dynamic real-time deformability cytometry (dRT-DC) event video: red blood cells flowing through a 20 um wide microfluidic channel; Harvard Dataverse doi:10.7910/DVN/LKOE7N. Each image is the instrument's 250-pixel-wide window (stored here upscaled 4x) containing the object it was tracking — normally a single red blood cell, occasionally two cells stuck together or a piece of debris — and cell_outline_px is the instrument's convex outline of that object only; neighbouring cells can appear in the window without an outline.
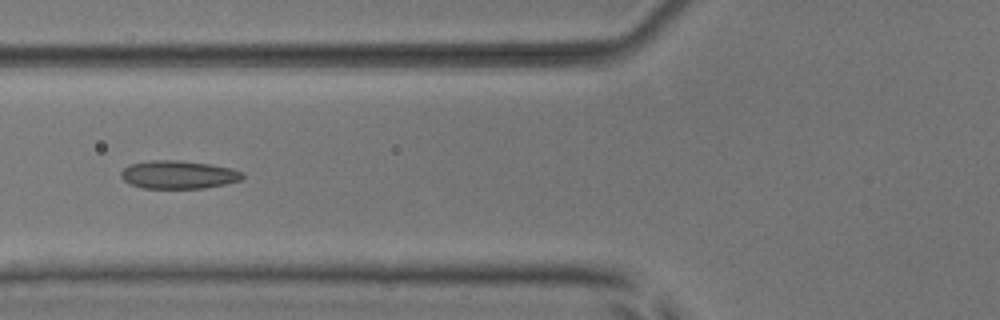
{"species": "common noctule bat (a hibernating species)", "species_latin": "Nyctalus noctula", "temperature_condition": "room temperature", "stored_images_in_passage": 5, "camera_frame_rate_fps": 3000, "um_per_image_px": 0.085, "animal": {"sex": "male", "body_mass_g": 17.9, "forearm_length_mm": 54.2}, "frame": {"image": 1, "passage_image": 5, "time_ms": 5.333, "image_size_px": [1000, 320], "cell_outline_px": [[244, 176], [240, 180], [224, 184], [204, 188], [144, 188], [128, 184], [120, 176], [120, 172], [128, 164], [148, 160], [180, 160], [212, 164], [232, 168], [244, 172]], "centroid_in_image_um": [15.14, 14.83], "position_along_channel_um": 110.7, "area_um2": 20.17}}